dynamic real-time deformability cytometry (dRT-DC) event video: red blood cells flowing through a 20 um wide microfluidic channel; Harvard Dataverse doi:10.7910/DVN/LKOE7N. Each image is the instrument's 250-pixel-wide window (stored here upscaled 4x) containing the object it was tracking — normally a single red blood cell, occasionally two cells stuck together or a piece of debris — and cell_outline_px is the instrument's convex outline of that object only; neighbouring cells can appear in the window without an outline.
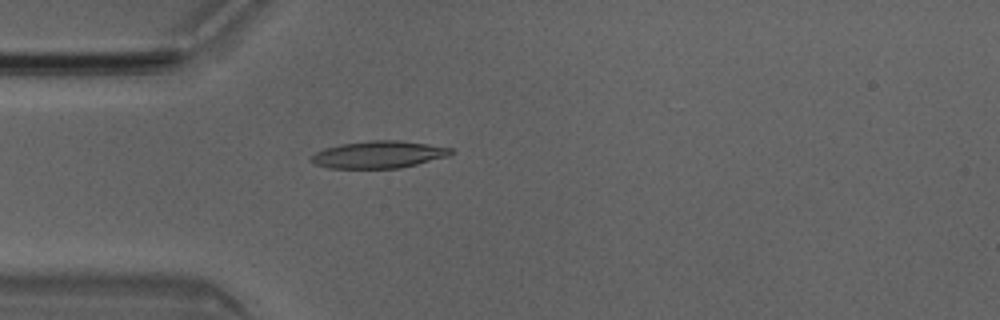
{"species": "Egyptian fruit bat (a non-hibernating species)", "species_latin": "Rousettus aegyptiacus", "temperature_condition": "room temperature", "stored_images_in_passage": 1, "camera_frame_rate_fps": 3000, "um_per_image_px": 0.085, "animal": {"sex": "male"}, "frame": {"image": 1, "passage_image": 1, "time_ms": 0.0, "image_size_px": [1000, 320], "cell_outline_px": [[456, 152], [448, 156], [400, 168], [328, 168], [316, 164], [312, 160], [312, 156], [316, 152], [324, 148], [340, 144], [368, 140], [400, 140], [428, 144], [452, 148]], "centroid_in_image_um": [32.22, 13.13], "position_along_channel_um": 52.8, "area_um2": 22.08}}